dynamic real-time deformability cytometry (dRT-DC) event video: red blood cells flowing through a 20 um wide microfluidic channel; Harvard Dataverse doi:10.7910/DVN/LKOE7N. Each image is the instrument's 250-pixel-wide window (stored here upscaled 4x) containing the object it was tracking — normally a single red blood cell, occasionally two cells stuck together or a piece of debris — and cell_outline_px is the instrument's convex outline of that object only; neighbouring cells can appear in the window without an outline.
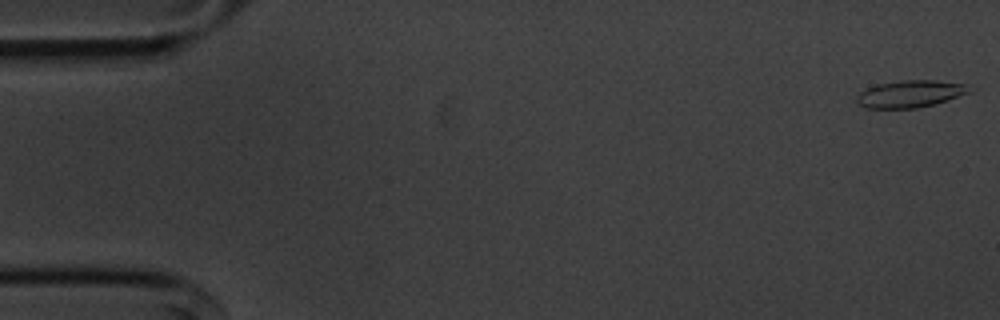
{"species": "common noctule bat (a hibernating species)", "species_latin": "Nyctalus noctula", "temperature_condition": "cold", "stored_images_in_passage": 55, "camera_frame_rate_fps": 3000, "um_per_image_px": 0.085, "animal": {"sex": "male", "body_mass_g": 20.1, "forearm_length_mm": 53.5}, "frame": {"image": 1, "passage_image": 1, "time_ms": 0.0, "image_size_px": [1000, 320], "cell_outline_px": [[972, 92], [936, 104], [916, 108], [864, 108], [856, 100], [856, 96], [860, 92], [868, 88], [880, 84], [904, 80], [936, 80], [968, 84]], "centroid_in_image_um": [77.42, 7.98], "position_along_channel_um": 7.6, "area_um2": 17.8}}
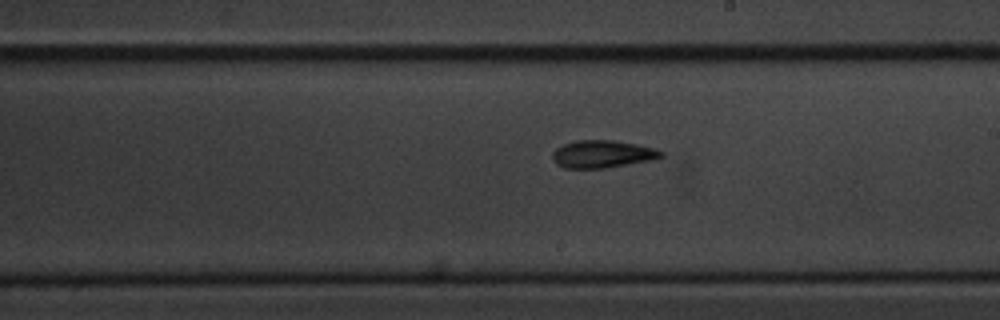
{"frame": {"image": 2, "passage_image": 31, "time_ms": 10.0, "image_size_px": [1000, 320], "cell_outline_px": [[664, 156], [652, 160], [604, 168], [564, 168], [556, 164], [552, 160], [552, 152], [556, 148], [564, 144], [576, 140], [612, 140], [636, 144], [656, 148], [664, 152]], "centroid_in_image_um": [51.2, 13.09], "position_along_channel_um": 237.8, "area_um2": 17.51}}
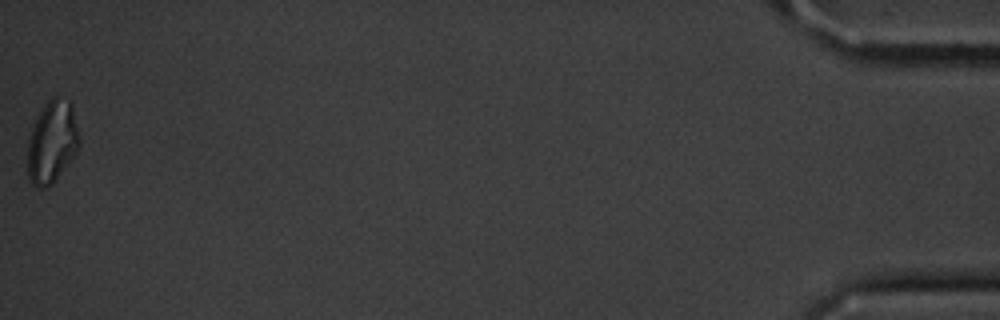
{"frame": {"image": 3, "passage_image": 55, "time_ms": 18.0, "image_size_px": [1000, 320], "cell_outline_px": [[80, 144], [76, 152], [52, 184], [48, 188], [36, 188], [28, 180], [28, 140], [36, 116], [48, 100], [52, 96], [56, 96], [68, 100], [72, 104], [80, 140]], "centroid_in_image_um": [4.41, 12.07], "position_along_channel_um": 430.8, "area_um2": 24.85}, "authors_computed_cell_mechanics": {"area_um2": 17.629, "velocity_mm_per_s": 3.6237, "shape_relaxation_time_tau1_ms": 5.0532, "shape_relaxation_time_tau2_ms": 3.618, "deformation_change_tau1": 0.1193, "deformation_change_tau2": 0.1077}}